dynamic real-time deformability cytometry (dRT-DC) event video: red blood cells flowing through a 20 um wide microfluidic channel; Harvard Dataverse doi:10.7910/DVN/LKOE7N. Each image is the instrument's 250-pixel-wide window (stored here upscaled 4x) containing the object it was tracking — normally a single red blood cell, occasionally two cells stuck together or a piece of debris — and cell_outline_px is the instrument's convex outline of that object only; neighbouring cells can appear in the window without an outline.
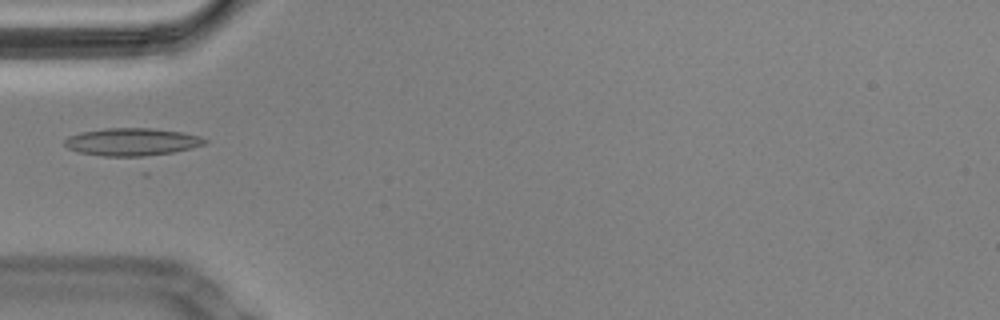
{"species": "Egyptian fruit bat (a non-hibernating species)", "species_latin": "Rousettus aegyptiacus", "temperature_condition": "cold", "stored_images_in_passage": 40, "segment_of_instrument_passage": [1, 2], "camera_frame_rate_fps": 3000, "um_per_image_px": 0.085, "animal": {"sex": "male"}, "frame": {"image": 1, "passage_image": 1, "time_ms": 0.0, "image_size_px": [1000, 320], "cell_outline_px": [[208, 140], [204, 144], [192, 148], [140, 160], [136, 160], [104, 156], [80, 152], [68, 148], [64, 144], [64, 140], [68, 136], [80, 132], [104, 128], [152, 128], [184, 132], [200, 136]], "centroid_in_image_um": [11.25, 12.1], "position_along_channel_um": 73.8, "area_um2": 23.64}}
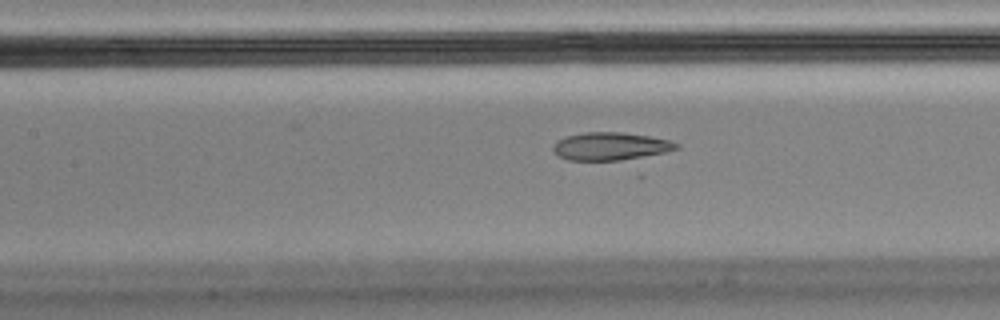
{"frame": {"image": 2, "passage_image": 8, "time_ms": 2.333, "image_size_px": [1000, 320], "cell_outline_px": [[680, 148], [664, 152], [620, 160], [568, 160], [560, 156], [552, 148], [556, 140], [564, 136], [584, 132], [620, 132], [648, 136], [672, 140], [680, 144]], "centroid_in_image_um": [51.89, 12.41], "position_along_channel_um": 155.5, "area_um2": 19.88}}
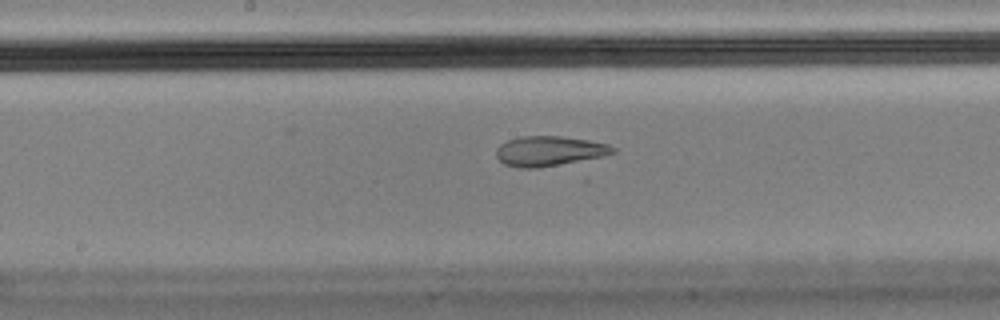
{"frame": {"image": 3, "passage_image": 12, "time_ms": 3.667, "image_size_px": [1000, 320], "cell_outline_px": [[616, 152], [604, 156], [536, 168], [520, 168], [504, 164], [496, 156], [496, 148], [500, 144], [508, 140], [520, 136], [560, 136], [588, 140], [608, 144], [616, 148]], "centroid_in_image_um": [46.67, 12.83], "position_along_channel_um": 201.5, "area_um2": 20.23}}